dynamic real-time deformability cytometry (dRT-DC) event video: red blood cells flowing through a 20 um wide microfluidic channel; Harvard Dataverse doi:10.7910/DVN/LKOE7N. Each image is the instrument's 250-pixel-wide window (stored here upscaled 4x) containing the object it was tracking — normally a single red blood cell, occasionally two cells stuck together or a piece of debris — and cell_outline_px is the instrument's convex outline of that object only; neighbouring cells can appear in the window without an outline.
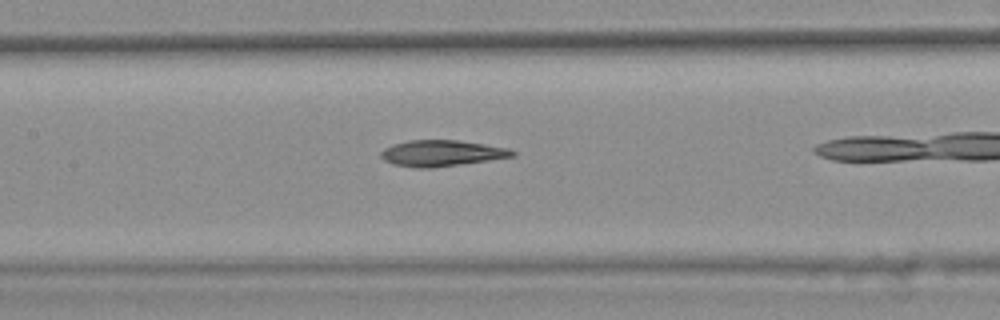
{"species": "common noctule bat (a hibernating species)", "species_latin": "Nyctalus noctula", "temperature_condition": "warm", "stored_images_in_passage": 25, "camera_frame_rate_fps": 3000, "um_per_image_px": 0.085, "animal": {"sex": "female", "body_mass_g": 25.1}, "frame": {"image": 1, "passage_image": 8, "time_ms": 2.333, "image_size_px": [1000, 320], "cell_outline_px": [[516, 156], [432, 168], [416, 168], [392, 164], [384, 160], [380, 156], [380, 152], [384, 148], [392, 144], [408, 140], [456, 140], [484, 144], [508, 148], [516, 152]], "centroid_in_image_um": [37.5, 13.02], "position_along_channel_um": 169.9, "area_um2": 20.0}}